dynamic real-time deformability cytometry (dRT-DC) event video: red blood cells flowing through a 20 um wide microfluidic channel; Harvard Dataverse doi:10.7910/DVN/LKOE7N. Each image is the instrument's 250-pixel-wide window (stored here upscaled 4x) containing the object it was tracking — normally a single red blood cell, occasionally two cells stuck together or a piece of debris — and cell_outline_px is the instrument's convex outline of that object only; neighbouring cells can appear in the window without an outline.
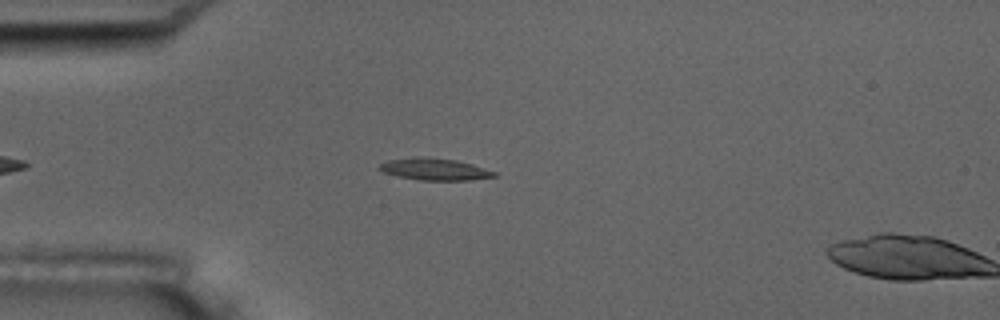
{"species": "common noctule bat (a hibernating species)", "species_latin": "Nyctalus noctula", "temperature_condition": "room temperature", "stored_images_in_passage": 2, "camera_frame_rate_fps": 3000, "um_per_image_px": 0.085, "animal": {"sex": "male", "body_mass_g": 17.5, "forearm_length_mm": 52.3}, "frame": {"image": 1, "passage_image": 1, "time_ms": 0.0, "image_size_px": [1000, 320], "cell_outline_px": [[496, 176], [468, 180], [420, 180], [396, 176], [384, 172], [376, 168], [380, 164], [388, 160], [424, 156], [456, 160], [472, 164], [496, 172]], "centroid_in_image_um": [36.91, 14.38], "position_along_channel_um": 48.1, "area_um2": 14.57}}